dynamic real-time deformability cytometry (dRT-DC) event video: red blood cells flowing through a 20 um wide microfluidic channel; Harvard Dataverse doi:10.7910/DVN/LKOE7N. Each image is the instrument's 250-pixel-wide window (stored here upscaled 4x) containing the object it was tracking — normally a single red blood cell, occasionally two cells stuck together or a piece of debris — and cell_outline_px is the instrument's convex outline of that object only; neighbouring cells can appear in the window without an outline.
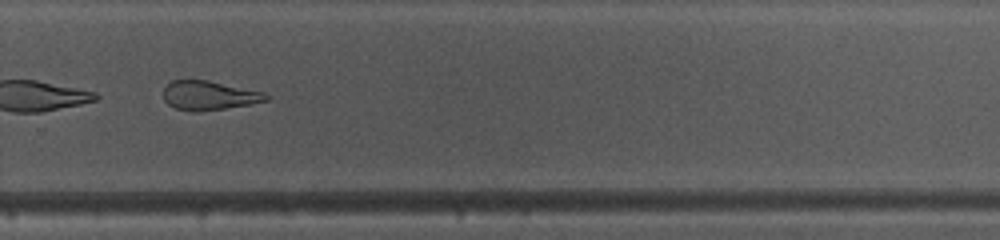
{"species": "common noctule bat (a hibernating species)", "species_latin": "Nyctalus noctula", "temperature_condition": "warm", "stored_images_in_passage": 47, "camera_frame_rate_fps": 3000, "um_per_image_px": 0.085, "animal": {"sex": "female", "body_mass_g": 10.0, "forearm_length_mm": 53.1}, "frame": {"image": 1, "passage_image": 34, "time_ms": 11.0, "image_size_px": [1000, 240], "cell_outline_px": [[268, 100], [248, 104], [224, 108], [196, 112], [192, 112], [176, 108], [168, 104], [164, 100], [164, 88], [172, 80], [208, 80], [264, 92], [268, 96]], "centroid_in_image_um": [17.74, 8.11], "position_along_channel_um": 312.1, "area_um2": 17.22}, "authors_computed_cell_mechanics": {"area_um2": 24.7962, "velocity_mm_per_s": 4.1241, "shape_relaxation_time_tau1_ms": 2.0598, "shape_relaxation_time_tau2_ms": 2.4155, "deformation_change_tau1": 0.2853, "deformation_change_tau2": 0.121}}